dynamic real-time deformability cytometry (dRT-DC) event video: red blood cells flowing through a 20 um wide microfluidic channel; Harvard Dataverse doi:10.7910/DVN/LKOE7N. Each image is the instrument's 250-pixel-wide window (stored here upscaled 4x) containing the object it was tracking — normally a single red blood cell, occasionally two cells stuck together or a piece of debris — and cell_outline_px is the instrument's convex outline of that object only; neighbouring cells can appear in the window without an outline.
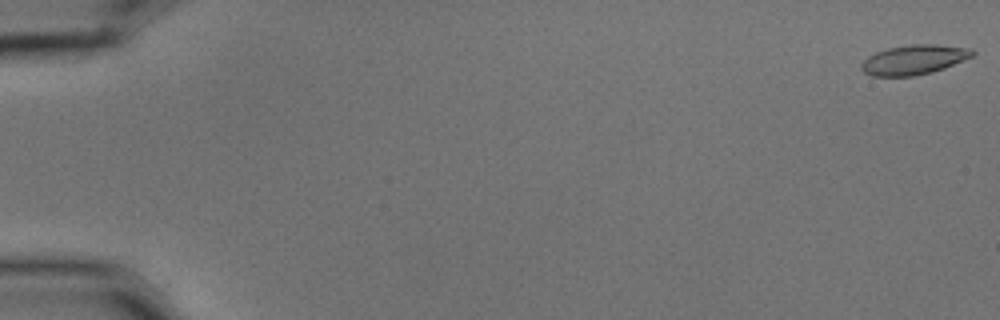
{"species": "common noctule bat (a hibernating species)", "species_latin": "Nyctalus noctula", "temperature_condition": "cold", "stored_images_in_passage": 5, "camera_frame_rate_fps": 3000, "um_per_image_px": 0.085, "animal": {"sex": "male", "body_mass_g": 15.6}, "frame": {"image": 1, "passage_image": 1, "time_ms": 0.0, "image_size_px": [1000, 320], "cell_outline_px": [[976, 52], [972, 56], [944, 68], [932, 72], [912, 76], [872, 76], [864, 72], [860, 68], [860, 64], [868, 56], [876, 52], [888, 48], [912, 44], [936, 44], [972, 48]], "centroid_in_image_um": [77.68, 5.07], "position_along_channel_um": 7.3, "area_um2": 19.19}}
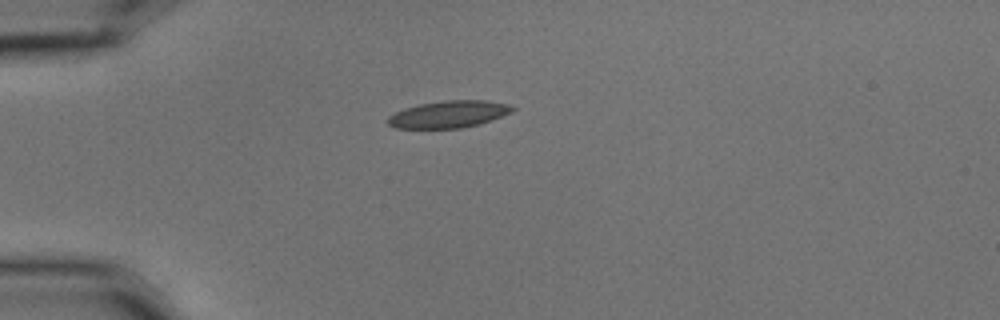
{"frame": {"image": 2, "passage_image": 4, "time_ms": 1.0, "image_size_px": [1000, 320], "cell_outline_px": [[516, 108], [512, 112], [492, 120], [480, 124], [460, 128], [396, 128], [388, 124], [388, 116], [404, 108], [420, 104], [444, 100], [488, 100], [508, 104]], "centroid_in_image_um": [38.17, 9.7], "position_along_channel_um": 46.8, "area_um2": 19.65}}